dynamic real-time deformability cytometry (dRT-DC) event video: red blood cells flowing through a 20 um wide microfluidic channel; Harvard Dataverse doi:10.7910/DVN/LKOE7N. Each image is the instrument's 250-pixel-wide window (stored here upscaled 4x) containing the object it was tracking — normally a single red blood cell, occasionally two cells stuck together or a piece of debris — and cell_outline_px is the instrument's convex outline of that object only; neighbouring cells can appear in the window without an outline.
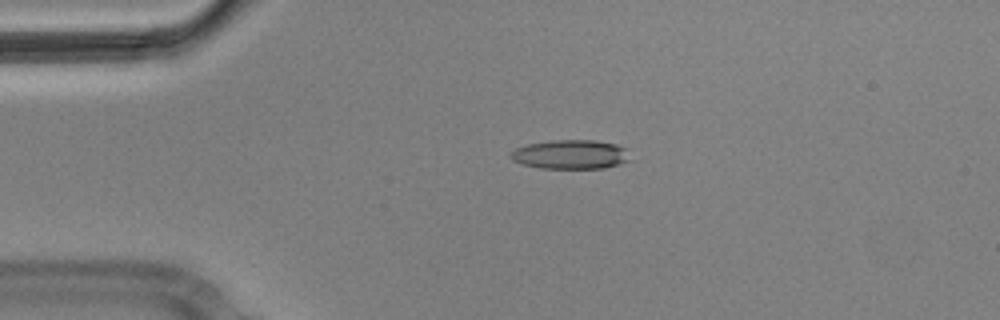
{"species": "Egyptian fruit bat (a non-hibernating species)", "species_latin": "Rousettus aegyptiacus", "temperature_condition": "cold", "stored_images_in_passage": 4, "camera_frame_rate_fps": 3000, "um_per_image_px": 0.085, "animal": {"sex": "male"}, "frame": {"image": 1, "passage_image": 3, "time_ms": 0.667, "image_size_px": [1000, 320], "cell_outline_px": [[632, 160], [620, 164], [604, 168], [540, 168], [524, 164], [512, 160], [508, 156], [516, 148], [528, 144], [552, 140], [596, 140], [616, 144], [628, 148]], "centroid_in_image_um": [48.57, 13.12], "position_along_channel_um": 36.4, "area_um2": 20.52}}